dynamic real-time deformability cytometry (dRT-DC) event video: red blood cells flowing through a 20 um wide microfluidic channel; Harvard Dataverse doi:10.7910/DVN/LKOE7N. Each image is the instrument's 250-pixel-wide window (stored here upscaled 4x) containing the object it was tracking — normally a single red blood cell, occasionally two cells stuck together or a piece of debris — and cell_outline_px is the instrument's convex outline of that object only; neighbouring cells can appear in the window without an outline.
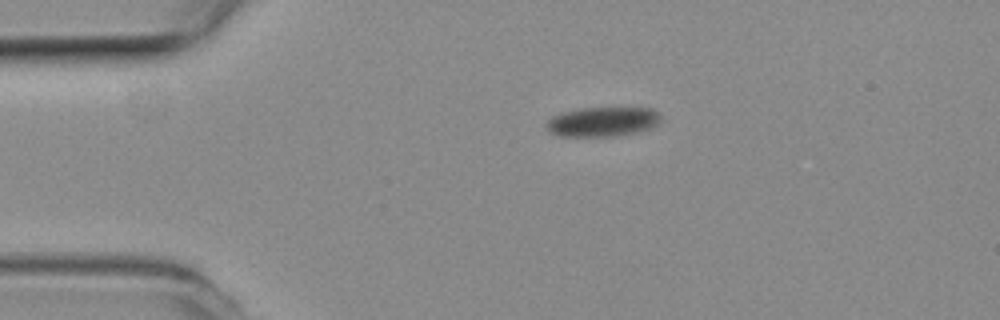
{"species": "common noctule bat (a hibernating species)", "species_latin": "Nyctalus noctula", "temperature_condition": "room temperature", "stored_images_in_passage": 54, "camera_frame_rate_fps": 3000, "um_per_image_px": 0.085, "animal": {"sex": "female", "body_mass_g": 19.3, "forearm_length_mm": 54.1}, "frame": {"image": 1, "passage_image": 1, "time_ms": 0.0, "image_size_px": [1000, 320], "cell_outline_px": [[660, 120], [652, 128], [640, 132], [608, 136], [560, 136], [552, 132], [548, 128], [548, 120], [552, 116], [564, 112], [580, 108], [652, 108], [660, 116]], "centroid_in_image_um": [51.25, 10.34], "position_along_channel_um": 33.7, "area_um2": 19.42}}
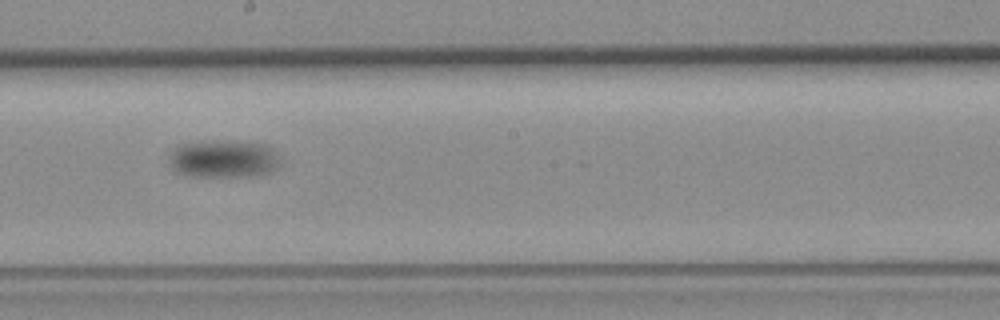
{"frame": {"image": 2, "passage_image": 24, "time_ms": 7.667, "image_size_px": [1000, 320], "cell_outline_px": [[276, 168], [272, 172], [256, 176], [192, 176], [176, 172], [172, 168], [172, 152], [176, 144], [216, 140], [224, 140], [264, 144], [272, 152], [276, 160]], "centroid_in_image_um": [18.94, 13.5], "position_along_channel_um": 229.3, "area_um2": 23.93}}
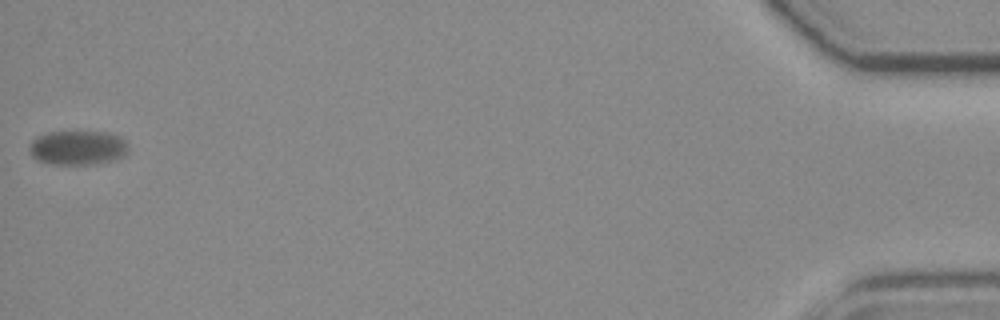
{"frame": {"image": 3, "passage_image": 54, "time_ms": 17.667, "image_size_px": [1000, 320], "cell_outline_px": [[128, 152], [112, 160], [92, 164], [52, 164], [36, 160], [32, 156], [28, 148], [32, 140], [36, 136], [48, 132], [108, 132], [120, 136], [124, 140], [128, 148]], "centroid_in_image_um": [6.57, 12.55], "position_along_channel_um": 428.6, "area_um2": 19.77}, "authors_computed_cell_mechanics": {"area_um2": 21.9062, "velocity_mm_per_s": 3.1188, "shape_relaxation_time_tau1_ms": 2.4196, "shape_relaxation_time_tau2_ms": null, "deformation_change_tau1": 0.0646, "deformation_change_tau2": null}}